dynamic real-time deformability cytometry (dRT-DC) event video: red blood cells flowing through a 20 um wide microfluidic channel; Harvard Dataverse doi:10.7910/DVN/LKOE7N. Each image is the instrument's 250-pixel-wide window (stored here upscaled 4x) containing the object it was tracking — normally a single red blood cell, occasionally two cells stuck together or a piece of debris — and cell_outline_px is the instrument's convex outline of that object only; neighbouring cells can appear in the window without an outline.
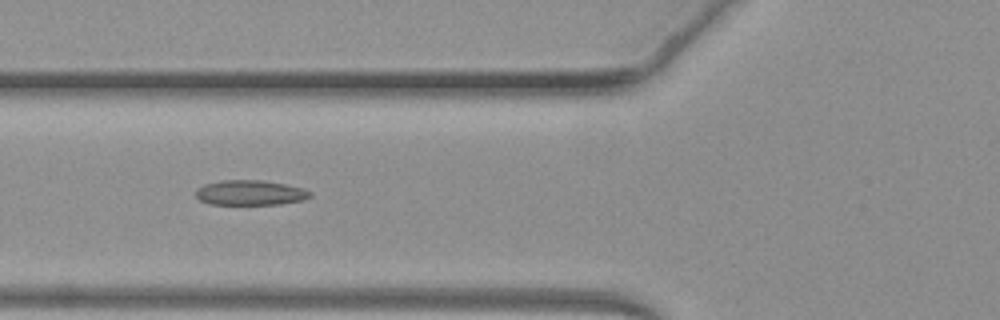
{"species": "common noctule bat (a hibernating species)", "species_latin": "Nyctalus noctula", "temperature_condition": "warm", "stored_images_in_passage": 37, "camera_frame_rate_fps": 3000, "um_per_image_px": 0.085, "animal": {"sex": "female", "body_mass_g": 19.3, "forearm_length_mm": 54.1}, "frame": {"image": 1, "passage_image": 6, "time_ms": 1.667, "image_size_px": [1000, 320], "cell_outline_px": [[312, 196], [304, 200], [280, 204], [208, 204], [200, 200], [196, 196], [196, 188], [204, 184], [220, 180], [260, 180], [284, 184], [304, 188], [312, 192]], "centroid_in_image_um": [21.27, 16.38], "position_along_channel_um": 104.5, "area_um2": 16.76}}
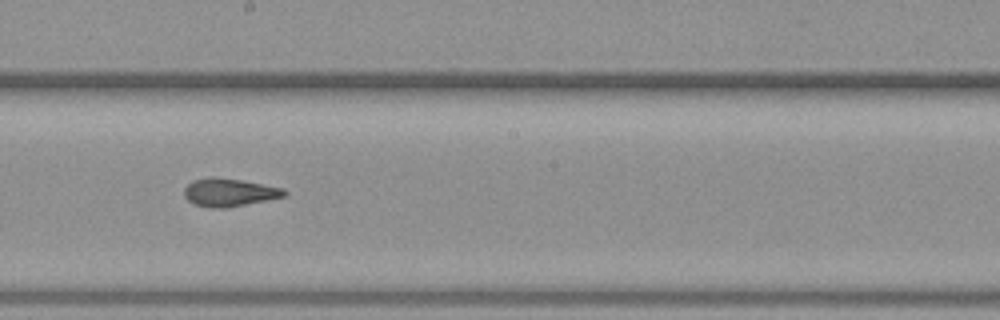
{"frame": {"image": 2, "passage_image": 15, "time_ms": 4.667, "image_size_px": [1000, 320], "cell_outline_px": [[288, 192], [284, 196], [224, 208], [208, 208], [192, 204], [184, 196], [184, 188], [192, 180], [208, 176], [212, 176], [240, 180], [284, 188]], "centroid_in_image_um": [19.41, 16.34], "position_along_channel_um": 228.8, "area_um2": 16.3}}
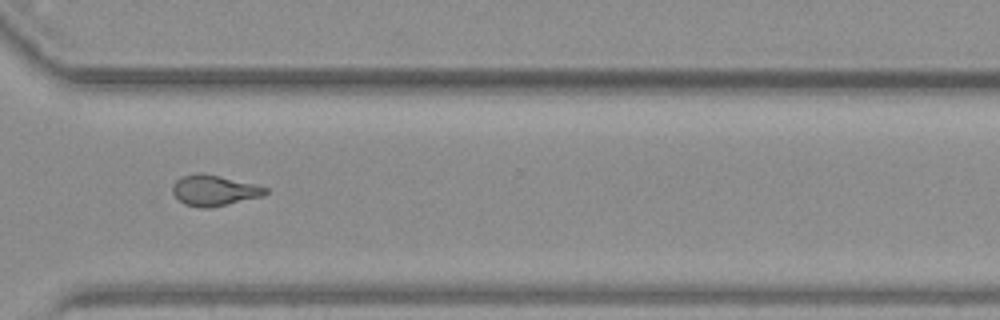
{"frame": {"image": 3, "passage_image": 24, "time_ms": 7.667, "image_size_px": [1000, 320], "cell_outline_px": [[268, 192], [264, 196], [228, 204], [208, 208], [200, 208], [184, 204], [172, 192], [172, 188], [176, 180], [180, 176], [196, 172], [204, 172], [256, 184], [268, 188]], "centroid_in_image_um": [18.21, 16.17], "position_along_channel_um": 352.4, "area_um2": 16.88}, "authors_computed_cell_mechanics": {"area_um2": 16.2996, "velocity_mm_per_s": 4.1319, "shape_relaxation_time_tau1_ms": null, "shape_relaxation_time_tau2_ms": 2.2306, "deformation_change_tau1": null, "deformation_change_tau2": 0.1072}}